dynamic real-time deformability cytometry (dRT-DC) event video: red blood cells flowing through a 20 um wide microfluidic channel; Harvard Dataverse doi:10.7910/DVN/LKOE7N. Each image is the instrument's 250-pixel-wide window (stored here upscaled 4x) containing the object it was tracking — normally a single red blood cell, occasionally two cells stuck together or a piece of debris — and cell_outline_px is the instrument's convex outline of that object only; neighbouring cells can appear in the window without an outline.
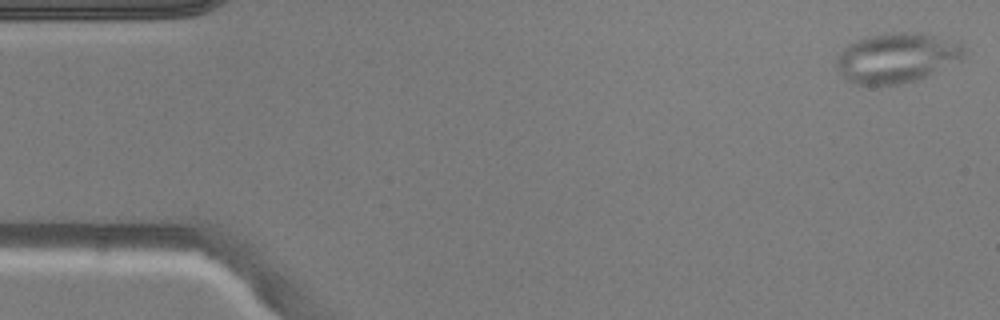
{"species": "common noctule bat (a hibernating species)", "species_latin": "Nyctalus noctula", "temperature_condition": "warm", "stored_images_in_passage": 49, "camera_frame_rate_fps": 3000, "um_per_image_px": 0.085, "animal": {"sex": "male", "body_mass_g": 20.5, "forearm_length_mm": 52.5}, "frame": {"image": 1, "passage_image": 1, "time_ms": 0.0, "image_size_px": [1000, 320], "cell_outline_px": [[964, 52], [960, 60], [920, 80], [900, 84], [856, 84], [848, 80], [836, 68], [836, 56], [844, 48], [856, 40], [872, 36], [896, 32], [924, 32], [964, 44]], "centroid_in_image_um": [76.24, 4.91], "position_along_channel_um": 8.8, "area_um2": 36.99}}
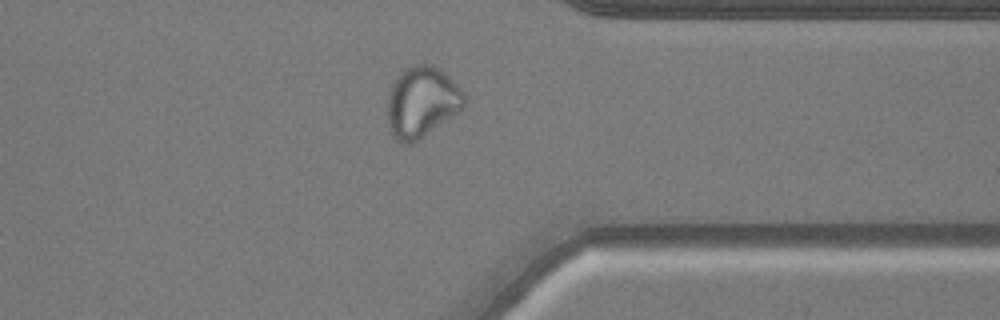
{"frame": {"image": 2, "passage_image": 38, "time_ms": 12.333, "image_size_px": [1000, 320], "cell_outline_px": [[468, 100], [464, 108], [460, 112], [412, 144], [404, 144], [396, 140], [388, 124], [388, 96], [392, 84], [396, 76], [404, 68], [412, 64], [432, 64], [440, 68], [464, 92]], "centroid_in_image_um": [35.88, 8.66], "position_along_channel_um": 375.5, "area_um2": 32.14}}
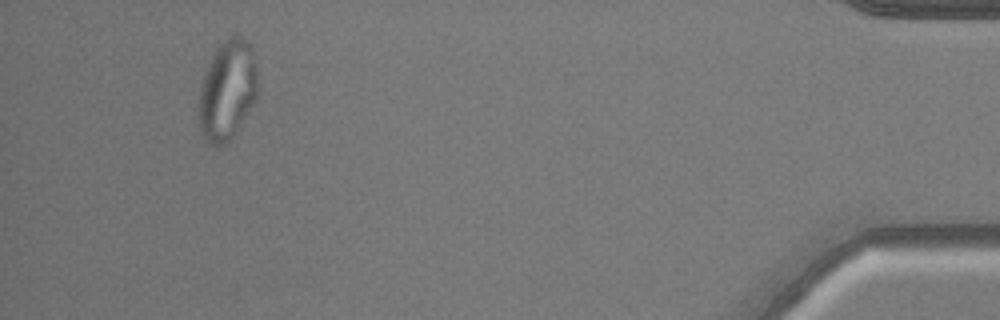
{"frame": {"image": 3, "passage_image": 46, "time_ms": 15.0, "image_size_px": [1000, 320], "cell_outline_px": [[256, 100], [236, 132], [224, 144], [212, 144], [204, 140], [200, 132], [200, 88], [208, 64], [216, 48], [228, 36], [244, 36], [252, 44], [256, 72]], "centroid_in_image_um": [19.34, 7.63], "position_along_channel_um": 415.9, "area_um2": 33.93}}